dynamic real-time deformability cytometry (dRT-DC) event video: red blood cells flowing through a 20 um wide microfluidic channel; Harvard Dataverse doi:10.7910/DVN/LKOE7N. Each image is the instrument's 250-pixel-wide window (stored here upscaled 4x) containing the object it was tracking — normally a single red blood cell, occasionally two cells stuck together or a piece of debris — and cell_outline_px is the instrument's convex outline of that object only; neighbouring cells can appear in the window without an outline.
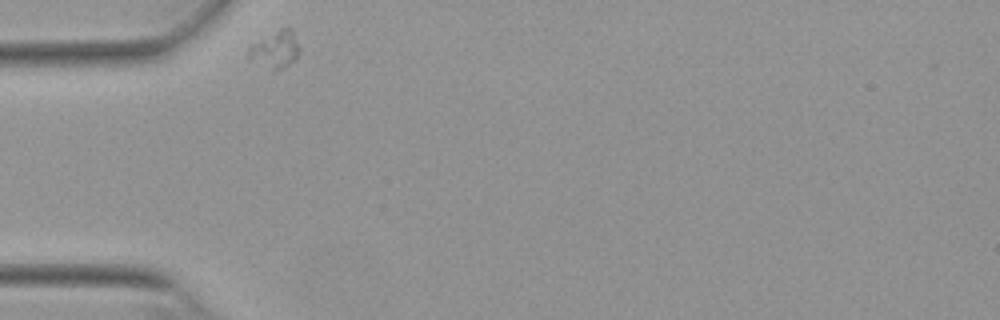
{"species": "Egyptian fruit bat (a non-hibernating species)", "species_latin": "Rousettus aegyptiacus", "temperature_condition": "warm", "stored_images_in_passage": 30, "camera_frame_rate_fps": 3000, "um_per_image_px": 0.085, "animal": {"sex": "female"}, "frame": {"image": 1, "passage_image": 1, "time_ms": 0.0, "image_size_px": [1000, 320], "cell_outline_px": [[300, 52], [296, 60], [272, 72], [248, 60], [248, 48], [252, 44], [280, 28], [292, 28], [300, 48]], "centroid_in_image_um": [23.38, 4.24], "position_along_channel_um": 61.6, "area_um2": 11.27}}
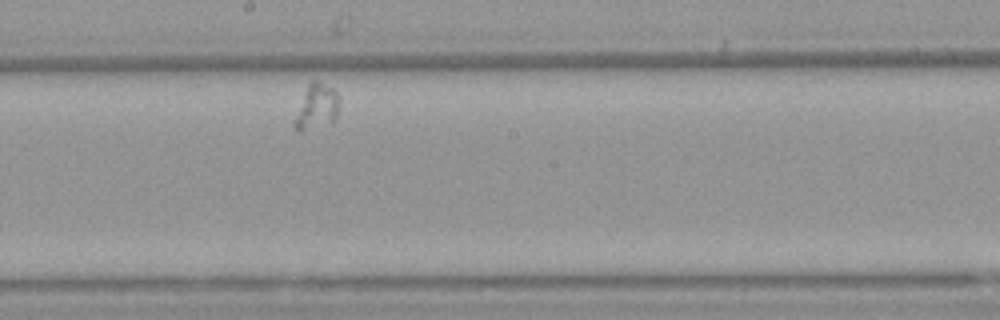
{"frame": {"image": 2, "passage_image": 18, "time_ms": 5.667, "image_size_px": [1000, 320], "cell_outline_px": [[340, 100], [336, 120], [332, 124], [300, 132], [296, 132], [296, 116], [304, 92], [308, 84], [312, 80], [316, 80], [332, 88], [340, 96]], "centroid_in_image_um": [26.97, 9.1], "position_along_channel_um": 221.2, "area_um2": 11.85}}